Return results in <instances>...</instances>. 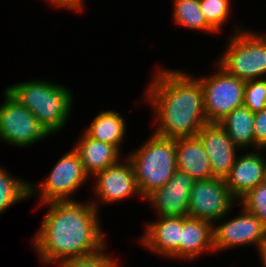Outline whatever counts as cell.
<instances>
[{"instance_id": "1", "label": "cell", "mask_w": 266, "mask_h": 267, "mask_svg": "<svg viewBox=\"0 0 266 267\" xmlns=\"http://www.w3.org/2000/svg\"><path fill=\"white\" fill-rule=\"evenodd\" d=\"M97 202H50L33 246L43 265L84 258L106 249Z\"/></svg>"}, {"instance_id": "2", "label": "cell", "mask_w": 266, "mask_h": 267, "mask_svg": "<svg viewBox=\"0 0 266 267\" xmlns=\"http://www.w3.org/2000/svg\"><path fill=\"white\" fill-rule=\"evenodd\" d=\"M157 71L145 95L158 123L153 133L170 139L196 136L208 123L202 84L181 70Z\"/></svg>"}, {"instance_id": "3", "label": "cell", "mask_w": 266, "mask_h": 267, "mask_svg": "<svg viewBox=\"0 0 266 267\" xmlns=\"http://www.w3.org/2000/svg\"><path fill=\"white\" fill-rule=\"evenodd\" d=\"M28 108L49 134L63 130L72 108V94L64 85L31 80L5 89Z\"/></svg>"}, {"instance_id": "4", "label": "cell", "mask_w": 266, "mask_h": 267, "mask_svg": "<svg viewBox=\"0 0 266 267\" xmlns=\"http://www.w3.org/2000/svg\"><path fill=\"white\" fill-rule=\"evenodd\" d=\"M130 161L141 198L164 186L177 170L176 139L155 133L127 156Z\"/></svg>"}, {"instance_id": "5", "label": "cell", "mask_w": 266, "mask_h": 267, "mask_svg": "<svg viewBox=\"0 0 266 267\" xmlns=\"http://www.w3.org/2000/svg\"><path fill=\"white\" fill-rule=\"evenodd\" d=\"M226 52L218 64L241 80H255L266 74V34L237 29L230 36Z\"/></svg>"}, {"instance_id": "6", "label": "cell", "mask_w": 266, "mask_h": 267, "mask_svg": "<svg viewBox=\"0 0 266 267\" xmlns=\"http://www.w3.org/2000/svg\"><path fill=\"white\" fill-rule=\"evenodd\" d=\"M88 177L78 152L73 148L57 161L48 178L38 186L39 189L29 183V197L38 193L42 205L50 202L75 201L69 199L71 194L80 188Z\"/></svg>"}, {"instance_id": "7", "label": "cell", "mask_w": 266, "mask_h": 267, "mask_svg": "<svg viewBox=\"0 0 266 267\" xmlns=\"http://www.w3.org/2000/svg\"><path fill=\"white\" fill-rule=\"evenodd\" d=\"M211 77H198L202 84L204 107L208 122H219L235 108L243 106L246 81L227 73L218 65Z\"/></svg>"}, {"instance_id": "8", "label": "cell", "mask_w": 266, "mask_h": 267, "mask_svg": "<svg viewBox=\"0 0 266 267\" xmlns=\"http://www.w3.org/2000/svg\"><path fill=\"white\" fill-rule=\"evenodd\" d=\"M5 102L0 105V139L15 147H29L50 134L33 113L6 90Z\"/></svg>"}, {"instance_id": "9", "label": "cell", "mask_w": 266, "mask_h": 267, "mask_svg": "<svg viewBox=\"0 0 266 267\" xmlns=\"http://www.w3.org/2000/svg\"><path fill=\"white\" fill-rule=\"evenodd\" d=\"M234 200L224 179L196 180L190 192L188 217L213 224L229 214Z\"/></svg>"}, {"instance_id": "10", "label": "cell", "mask_w": 266, "mask_h": 267, "mask_svg": "<svg viewBox=\"0 0 266 267\" xmlns=\"http://www.w3.org/2000/svg\"><path fill=\"white\" fill-rule=\"evenodd\" d=\"M242 208L240 216L217 226L213 223L214 251L249 244L257 245L259 248L266 241V227L262 221L244 207Z\"/></svg>"}, {"instance_id": "11", "label": "cell", "mask_w": 266, "mask_h": 267, "mask_svg": "<svg viewBox=\"0 0 266 267\" xmlns=\"http://www.w3.org/2000/svg\"><path fill=\"white\" fill-rule=\"evenodd\" d=\"M194 181L188 173L177 169L164 186L145 200L153 205L159 216L188 217L190 192Z\"/></svg>"}, {"instance_id": "12", "label": "cell", "mask_w": 266, "mask_h": 267, "mask_svg": "<svg viewBox=\"0 0 266 267\" xmlns=\"http://www.w3.org/2000/svg\"><path fill=\"white\" fill-rule=\"evenodd\" d=\"M196 136L208 155L213 176L225 179L235 163L236 149L239 147L232 142L227 132L217 122L204 124Z\"/></svg>"}, {"instance_id": "13", "label": "cell", "mask_w": 266, "mask_h": 267, "mask_svg": "<svg viewBox=\"0 0 266 267\" xmlns=\"http://www.w3.org/2000/svg\"><path fill=\"white\" fill-rule=\"evenodd\" d=\"M124 162L119 161L94 176V193L102 203L122 201L134 194L140 196L133 167L127 157Z\"/></svg>"}, {"instance_id": "14", "label": "cell", "mask_w": 266, "mask_h": 267, "mask_svg": "<svg viewBox=\"0 0 266 267\" xmlns=\"http://www.w3.org/2000/svg\"><path fill=\"white\" fill-rule=\"evenodd\" d=\"M256 151V152H255ZM266 160L257 150L237 157L224 181L234 199H241L263 183Z\"/></svg>"}, {"instance_id": "15", "label": "cell", "mask_w": 266, "mask_h": 267, "mask_svg": "<svg viewBox=\"0 0 266 267\" xmlns=\"http://www.w3.org/2000/svg\"><path fill=\"white\" fill-rule=\"evenodd\" d=\"M182 217H163L146 224L141 242L149 250L166 258H180Z\"/></svg>"}, {"instance_id": "16", "label": "cell", "mask_w": 266, "mask_h": 267, "mask_svg": "<svg viewBox=\"0 0 266 267\" xmlns=\"http://www.w3.org/2000/svg\"><path fill=\"white\" fill-rule=\"evenodd\" d=\"M177 169L195 181L213 178L210 160L197 136L176 139Z\"/></svg>"}, {"instance_id": "17", "label": "cell", "mask_w": 266, "mask_h": 267, "mask_svg": "<svg viewBox=\"0 0 266 267\" xmlns=\"http://www.w3.org/2000/svg\"><path fill=\"white\" fill-rule=\"evenodd\" d=\"M74 149L78 152L84 171L89 177H94L121 159V153L115 146L92 139L84 132Z\"/></svg>"}, {"instance_id": "18", "label": "cell", "mask_w": 266, "mask_h": 267, "mask_svg": "<svg viewBox=\"0 0 266 267\" xmlns=\"http://www.w3.org/2000/svg\"><path fill=\"white\" fill-rule=\"evenodd\" d=\"M213 224L192 217H182L180 260H193L204 251H214Z\"/></svg>"}, {"instance_id": "19", "label": "cell", "mask_w": 266, "mask_h": 267, "mask_svg": "<svg viewBox=\"0 0 266 267\" xmlns=\"http://www.w3.org/2000/svg\"><path fill=\"white\" fill-rule=\"evenodd\" d=\"M126 121L116 111H103L93 119L85 134L101 142L115 146L119 151L124 139Z\"/></svg>"}, {"instance_id": "20", "label": "cell", "mask_w": 266, "mask_h": 267, "mask_svg": "<svg viewBox=\"0 0 266 267\" xmlns=\"http://www.w3.org/2000/svg\"><path fill=\"white\" fill-rule=\"evenodd\" d=\"M232 142L240 148L255 147L254 113L247 107L235 108L218 122Z\"/></svg>"}, {"instance_id": "21", "label": "cell", "mask_w": 266, "mask_h": 267, "mask_svg": "<svg viewBox=\"0 0 266 267\" xmlns=\"http://www.w3.org/2000/svg\"><path fill=\"white\" fill-rule=\"evenodd\" d=\"M173 19L176 24L188 29L217 33L204 18L199 0H174Z\"/></svg>"}, {"instance_id": "22", "label": "cell", "mask_w": 266, "mask_h": 267, "mask_svg": "<svg viewBox=\"0 0 266 267\" xmlns=\"http://www.w3.org/2000/svg\"><path fill=\"white\" fill-rule=\"evenodd\" d=\"M0 167V214L10 206L29 197V183L12 177Z\"/></svg>"}, {"instance_id": "23", "label": "cell", "mask_w": 266, "mask_h": 267, "mask_svg": "<svg viewBox=\"0 0 266 267\" xmlns=\"http://www.w3.org/2000/svg\"><path fill=\"white\" fill-rule=\"evenodd\" d=\"M231 0H199L206 22L219 33L231 12Z\"/></svg>"}, {"instance_id": "24", "label": "cell", "mask_w": 266, "mask_h": 267, "mask_svg": "<svg viewBox=\"0 0 266 267\" xmlns=\"http://www.w3.org/2000/svg\"><path fill=\"white\" fill-rule=\"evenodd\" d=\"M243 106L252 113L266 108V79L259 78L246 81L243 94Z\"/></svg>"}, {"instance_id": "25", "label": "cell", "mask_w": 266, "mask_h": 267, "mask_svg": "<svg viewBox=\"0 0 266 267\" xmlns=\"http://www.w3.org/2000/svg\"><path fill=\"white\" fill-rule=\"evenodd\" d=\"M240 200L241 206L256 215L266 227V184H259Z\"/></svg>"}, {"instance_id": "26", "label": "cell", "mask_w": 266, "mask_h": 267, "mask_svg": "<svg viewBox=\"0 0 266 267\" xmlns=\"http://www.w3.org/2000/svg\"><path fill=\"white\" fill-rule=\"evenodd\" d=\"M57 263L60 267H119L118 261L110 258L103 250L88 257L71 258Z\"/></svg>"}, {"instance_id": "27", "label": "cell", "mask_w": 266, "mask_h": 267, "mask_svg": "<svg viewBox=\"0 0 266 267\" xmlns=\"http://www.w3.org/2000/svg\"><path fill=\"white\" fill-rule=\"evenodd\" d=\"M255 149L266 148V108L254 113Z\"/></svg>"}, {"instance_id": "28", "label": "cell", "mask_w": 266, "mask_h": 267, "mask_svg": "<svg viewBox=\"0 0 266 267\" xmlns=\"http://www.w3.org/2000/svg\"><path fill=\"white\" fill-rule=\"evenodd\" d=\"M49 3L54 4L60 8L64 7L74 11H81L83 10V0H47Z\"/></svg>"}, {"instance_id": "29", "label": "cell", "mask_w": 266, "mask_h": 267, "mask_svg": "<svg viewBox=\"0 0 266 267\" xmlns=\"http://www.w3.org/2000/svg\"><path fill=\"white\" fill-rule=\"evenodd\" d=\"M263 267H266V241L258 248Z\"/></svg>"}, {"instance_id": "30", "label": "cell", "mask_w": 266, "mask_h": 267, "mask_svg": "<svg viewBox=\"0 0 266 267\" xmlns=\"http://www.w3.org/2000/svg\"><path fill=\"white\" fill-rule=\"evenodd\" d=\"M263 183L266 184V168H265V173H264V180Z\"/></svg>"}]
</instances>
